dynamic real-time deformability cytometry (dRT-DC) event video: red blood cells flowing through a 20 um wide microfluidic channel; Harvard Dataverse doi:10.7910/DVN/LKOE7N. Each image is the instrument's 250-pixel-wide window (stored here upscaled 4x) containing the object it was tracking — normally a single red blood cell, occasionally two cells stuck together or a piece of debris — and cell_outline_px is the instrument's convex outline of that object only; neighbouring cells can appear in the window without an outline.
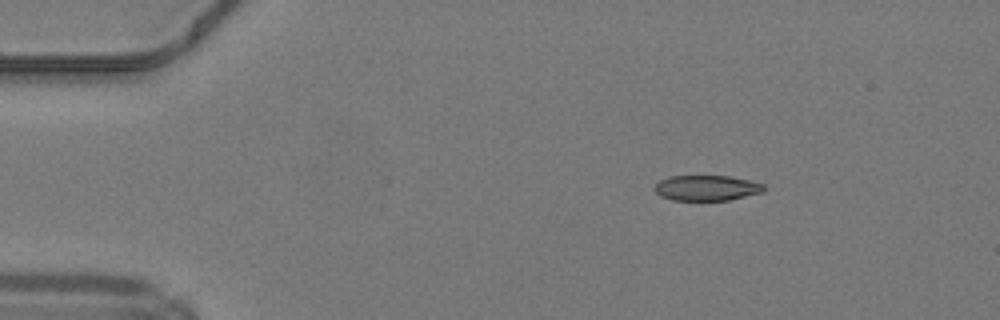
{"species": "common noctule bat (a hibernating species)", "species_latin": "Nyctalus noctula", "temperature_condition": "warm", "stored_images_in_passage": 8, "camera_frame_rate_fps": 3000, "um_per_image_px": 0.085, "animal": {"sex": "male", "body_mass_g": 19.2, "forearm_length_mm": 51.8}, "frame": {"image": 1, "passage_image": 1, "time_ms": 0.0, "image_size_px": [1000, 320], "cell_outline_px": [[764, 192], [728, 200], [672, 200], [660, 196], [652, 188], [660, 180], [668, 176], [728, 176], [752, 180], [764, 184]], "centroid_in_image_um": [60.06, 15.97], "position_along_channel_um": 24.9, "area_um2": 16.3}}